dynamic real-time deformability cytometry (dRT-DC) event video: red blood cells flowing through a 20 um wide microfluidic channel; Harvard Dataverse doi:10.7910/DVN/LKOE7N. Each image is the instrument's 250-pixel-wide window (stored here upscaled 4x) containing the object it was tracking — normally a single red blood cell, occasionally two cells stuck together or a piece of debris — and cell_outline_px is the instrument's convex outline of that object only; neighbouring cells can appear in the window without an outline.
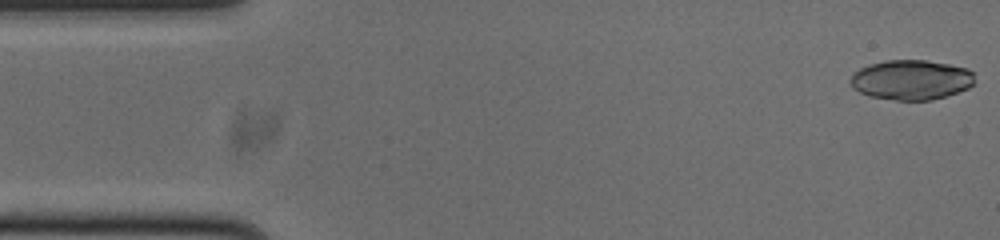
{"species": "common noctule bat (a hibernating species)", "species_latin": "Nyctalus noctula", "temperature_condition": "cold", "stored_images_in_passage": 52, "camera_frame_rate_fps": 3000, "um_per_image_px": 0.085, "animal": {"sex": "male", "body_mass_g": 20.0, "forearm_length_mm": 53.3}, "frame": {"image": 1, "passage_image": 1, "time_ms": 0.0, "image_size_px": [1000, 240], "cell_outline_px": [[972, 84], [968, 88], [932, 100], [896, 100], [868, 96], [852, 88], [848, 80], [860, 68], [868, 64], [884, 60], [928, 60], [968, 68], [972, 72]], "centroid_in_image_um": [77.4, 6.78], "position_along_channel_um": 7.6, "area_um2": 28.84}}